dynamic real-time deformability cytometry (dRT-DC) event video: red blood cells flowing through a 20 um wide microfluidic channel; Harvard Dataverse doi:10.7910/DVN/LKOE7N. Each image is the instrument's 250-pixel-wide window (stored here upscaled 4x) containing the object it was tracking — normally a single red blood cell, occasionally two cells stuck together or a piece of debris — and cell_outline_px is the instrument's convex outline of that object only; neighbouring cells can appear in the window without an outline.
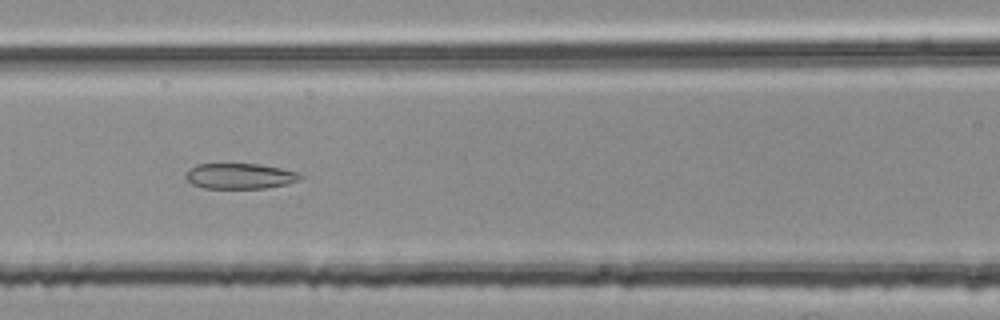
{"species": "common noctule bat (a hibernating species)", "species_latin": "Nyctalus noctula", "temperature_condition": "room temperature", "stored_images_in_passage": 55, "segment_of_instrument_passage": [2, 2], "camera_frame_rate_fps": 3000, "um_per_image_px": 0.085, "animal": {"sex": "female", "body_mass_g": 25.1}, "frame": {"image": 1, "passage_image": 24, "time_ms": 7.667, "image_size_px": [1000, 320], "cell_outline_px": [[304, 176], [300, 180], [288, 184], [264, 188], [204, 188], [192, 184], [184, 176], [188, 168], [196, 164], [260, 164], [300, 172]], "centroid_in_image_um": [20.41, 14.96], "position_along_channel_um": 146.2, "area_um2": 17.22}}
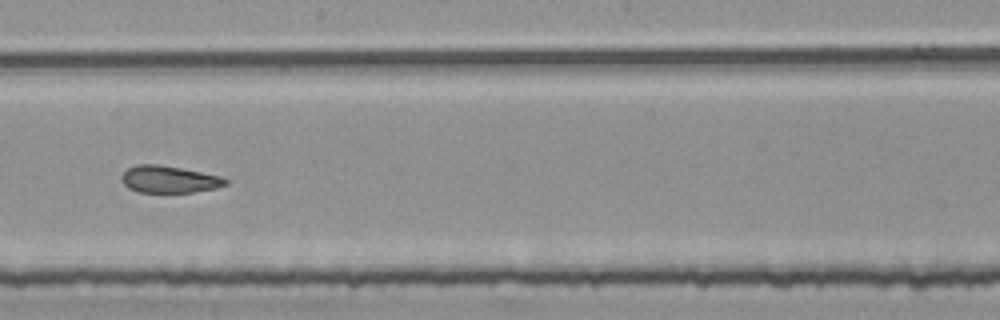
{"frame": {"image": 2, "passage_image": 31, "time_ms": 10.0, "image_size_px": [1000, 320], "cell_outline_px": [[228, 184], [216, 188], [192, 192], [136, 192], [128, 188], [120, 180], [120, 176], [128, 168], [136, 164], [160, 164], [220, 176], [228, 180]], "centroid_in_image_um": [14.33, 15.24], "position_along_channel_um": 233.9, "area_um2": 16.42}}
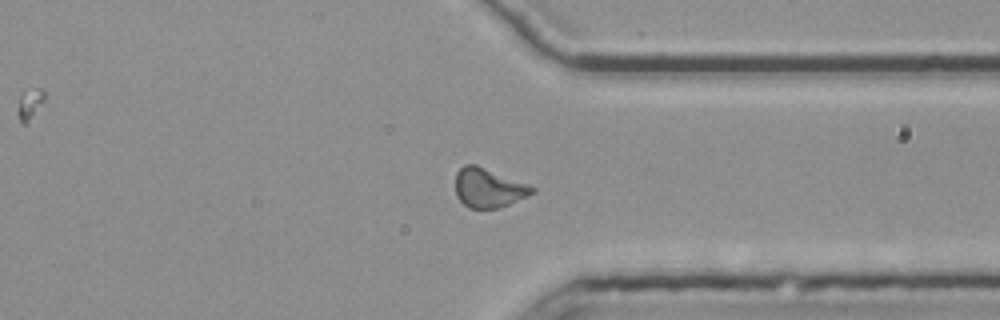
{"frame": {"image": 3, "passage_image": 42, "time_ms": 13.667, "image_size_px": [1000, 320], "cell_outline_px": [[536, 192], [500, 208], [468, 208], [456, 196], [456, 172], [464, 164], [476, 164], [528, 184], [536, 188]], "centroid_in_image_um": [41.52, 15.96], "position_along_channel_um": 369.9, "area_um2": 17.57}}